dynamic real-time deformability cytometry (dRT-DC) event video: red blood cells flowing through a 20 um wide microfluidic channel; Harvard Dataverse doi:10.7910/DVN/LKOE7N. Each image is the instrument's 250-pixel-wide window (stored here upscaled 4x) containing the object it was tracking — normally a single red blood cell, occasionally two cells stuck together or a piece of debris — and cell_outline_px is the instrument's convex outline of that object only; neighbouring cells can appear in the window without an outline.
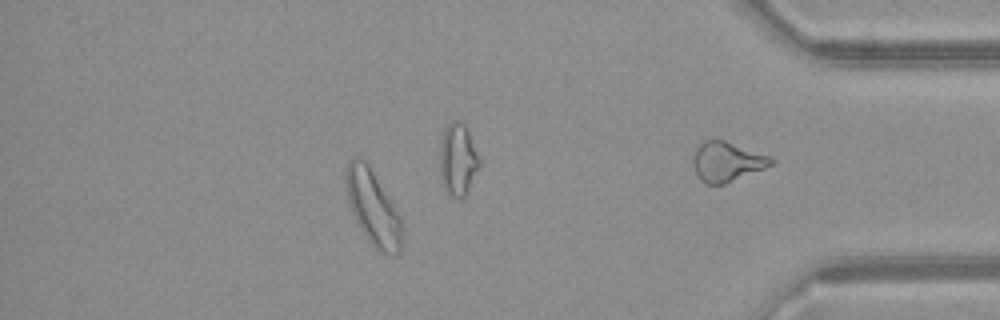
{"species": "common noctule bat (a hibernating species)", "species_latin": "Nyctalus noctula", "temperature_condition": "warm", "stored_images_in_passage": 49, "camera_frame_rate_fps": 3000, "um_per_image_px": 0.085, "animal": {"sex": "female", "body_mass_g": 21.9}, "frame": {"image": 1, "passage_image": 42, "time_ms": 13.667, "image_size_px": [1000, 320], "cell_outline_px": [[400, 252], [396, 256], [392, 256], [380, 252], [368, 240], [360, 228], [352, 212], [348, 200], [344, 180], [344, 176], [348, 164], [352, 160], [364, 160], [368, 164], [400, 216]], "centroid_in_image_um": [31.68, 17.69], "position_along_channel_um": 403.5, "area_um2": 23.7}, "authors_computed_cell_mechanics": {"area_um2": 21.1548, "velocity_mm_per_s": 4.0601, "shape_relaxation_time_tau1_ms": null, "shape_relaxation_time_tau2_ms": 5.145, "deformation_change_tau1": null, "deformation_change_tau2": 0.141}}